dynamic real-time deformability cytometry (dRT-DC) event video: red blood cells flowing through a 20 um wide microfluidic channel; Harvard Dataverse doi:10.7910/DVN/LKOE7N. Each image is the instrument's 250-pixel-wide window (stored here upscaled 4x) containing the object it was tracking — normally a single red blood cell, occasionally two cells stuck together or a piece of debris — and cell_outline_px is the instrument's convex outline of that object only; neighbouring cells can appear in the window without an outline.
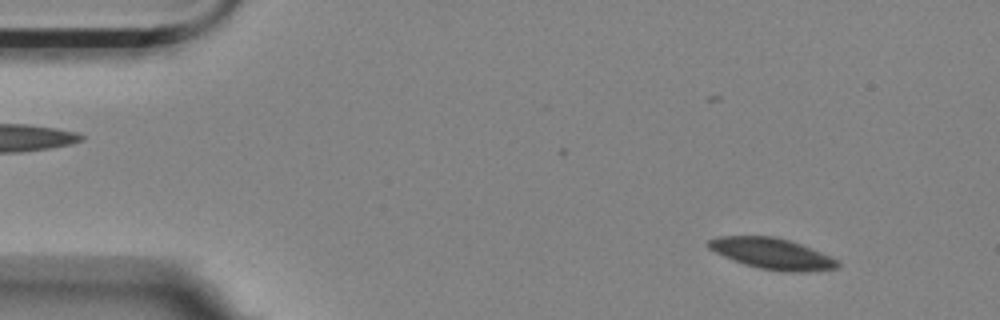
{"species": "Egyptian fruit bat (a non-hibernating species)", "species_latin": "Rousettus aegyptiacus", "temperature_condition": "room temperature", "stored_images_in_passage": 20, "camera_frame_rate_fps": 3000, "um_per_image_px": 0.085, "animal": {"sex": "female"}, "frame": {"image": 1, "passage_image": 5, "time_ms": 1.333, "image_size_px": [1000, 320], "cell_outline_px": [[840, 268], [808, 272], [784, 272], [760, 268], [744, 264], [732, 260], [708, 248], [708, 240], [720, 236], [776, 236], [800, 244], [820, 252], [836, 260], [840, 264]], "centroid_in_image_um": [65.63, 21.57], "position_along_channel_um": 19.4, "area_um2": 23.18}}
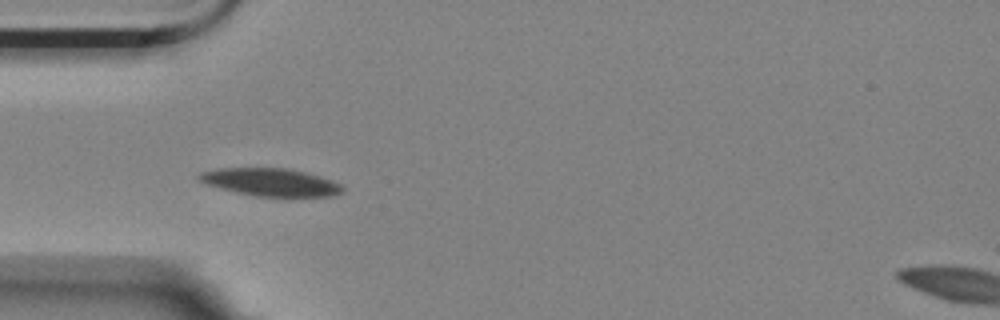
{"frame": {"image": 2, "passage_image": 16, "time_ms": 5.0, "image_size_px": [1000, 320], "cell_outline_px": [[344, 192], [332, 196], [252, 196], [220, 188], [208, 184], [200, 180], [196, 176], [200, 172], [220, 168], [284, 168], [304, 172], [320, 176], [332, 180], [340, 184], [344, 188]], "centroid_in_image_um": [23.01, 15.49], "position_along_channel_um": 62.0, "area_um2": 23.0}}
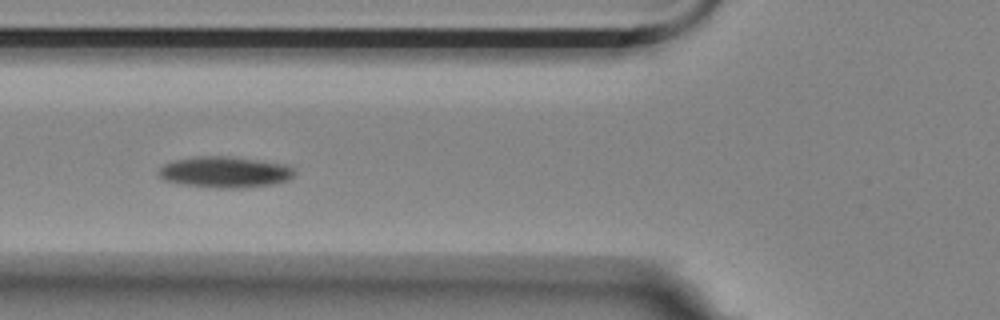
{"frame": {"image": 3, "passage_image": 20, "time_ms": 6.333, "image_size_px": [1000, 320], "cell_outline_px": [[296, 172], [288, 180], [272, 184], [240, 188], [216, 188], [180, 184], [164, 180], [156, 172], [164, 164], [172, 160], [196, 156], [228, 156], [288, 164]], "centroid_in_image_um": [19.09, 14.62], "position_along_channel_um": 106.7, "area_um2": 24.8}}